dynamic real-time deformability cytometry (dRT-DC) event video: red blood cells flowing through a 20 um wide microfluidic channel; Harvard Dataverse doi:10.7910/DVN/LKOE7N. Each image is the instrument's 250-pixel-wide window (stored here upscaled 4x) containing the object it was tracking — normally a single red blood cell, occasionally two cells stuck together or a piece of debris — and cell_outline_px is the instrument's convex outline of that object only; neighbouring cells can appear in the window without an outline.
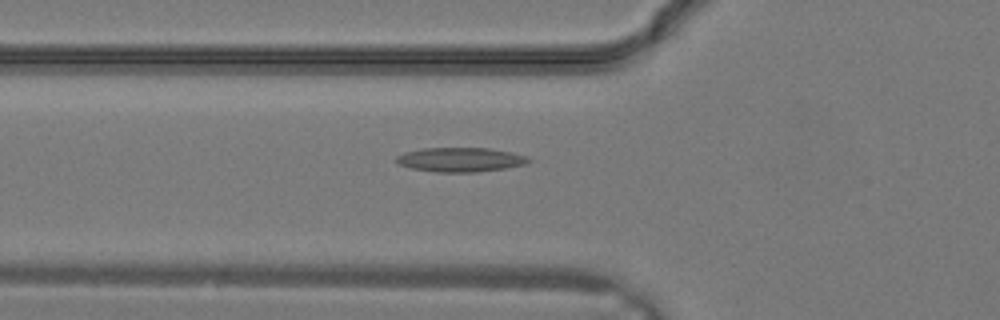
{"species": "common noctule bat (a hibernating species)", "species_latin": "Nyctalus noctula", "temperature_condition": "warm", "stored_images_in_passage": 20, "camera_frame_rate_fps": 3000, "um_per_image_px": 0.085, "animal": {"sex": "male", "body_mass_g": 19.2, "forearm_length_mm": 51.8}, "frame": {"image": 1, "passage_image": 12, "time_ms": 3.667, "image_size_px": [1000, 320], "cell_outline_px": [[532, 160], [524, 164], [504, 168], [476, 172], [436, 172], [412, 168], [396, 164], [396, 156], [404, 152], [424, 148], [488, 148], [512, 152], [524, 156]], "centroid_in_image_um": [39.08, 13.57], "position_along_channel_um": 86.7, "area_um2": 18.61}}
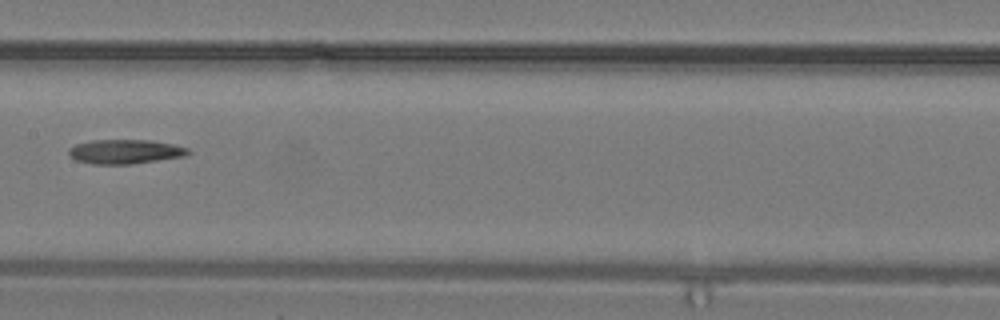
{"frame": {"image": 2, "passage_image": 17, "time_ms": 5.333, "image_size_px": [1000, 320], "cell_outline_px": [[192, 152], [184, 156], [132, 164], [92, 164], [76, 160], [68, 156], [68, 148], [76, 144], [92, 140], [148, 140], [172, 144], [188, 148]], "centroid_in_image_um": [10.6, 12.89], "position_along_channel_um": 196.8, "area_um2": 16.94}}
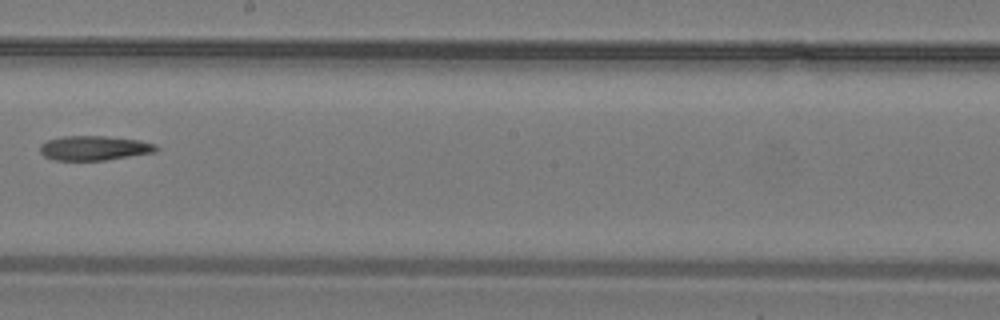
{"frame": {"image": 3, "passage_image": 19, "time_ms": 6.0, "image_size_px": [1000, 320], "cell_outline_px": [[160, 148], [156, 152], [104, 160], [56, 160], [44, 156], [40, 152], [40, 144], [48, 140], [64, 136], [104, 136], [140, 140], [156, 144]], "centroid_in_image_um": [8.04, 12.58], "position_along_channel_um": 240.2, "area_um2": 16.59}}